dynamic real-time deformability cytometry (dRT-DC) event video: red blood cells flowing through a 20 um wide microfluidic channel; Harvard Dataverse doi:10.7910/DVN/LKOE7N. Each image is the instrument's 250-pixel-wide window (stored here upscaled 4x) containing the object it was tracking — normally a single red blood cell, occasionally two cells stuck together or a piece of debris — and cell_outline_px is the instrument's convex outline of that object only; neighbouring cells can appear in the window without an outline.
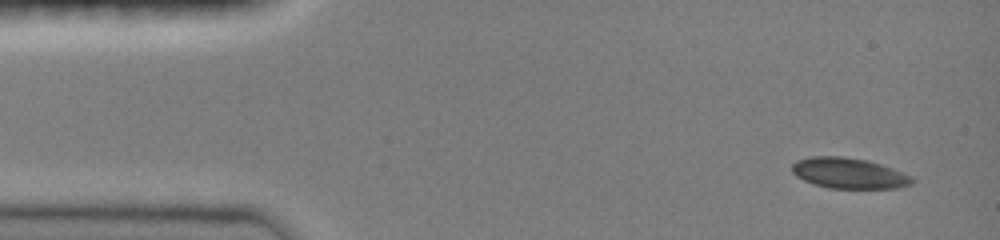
{"species": "common noctule bat (a hibernating species)", "species_latin": "Nyctalus noctula", "temperature_condition": "room temperature", "stored_images_in_passage": 25, "camera_frame_rate_fps": 3000, "um_per_image_px": 0.085, "animal": {"sex": "female", "body_mass_g": 19.0, "forearm_length_mm": 51.5}, "frame": {"image": 1, "passage_image": 1, "time_ms": 0.0, "image_size_px": [1000, 240], "cell_outline_px": [[912, 184], [896, 188], [828, 188], [804, 180], [796, 176], [792, 172], [792, 164], [796, 160], [812, 156], [844, 156], [868, 160], [892, 168], [912, 176]], "centroid_in_image_um": [72.14, 14.71], "position_along_channel_um": 12.9, "area_um2": 21.39}}
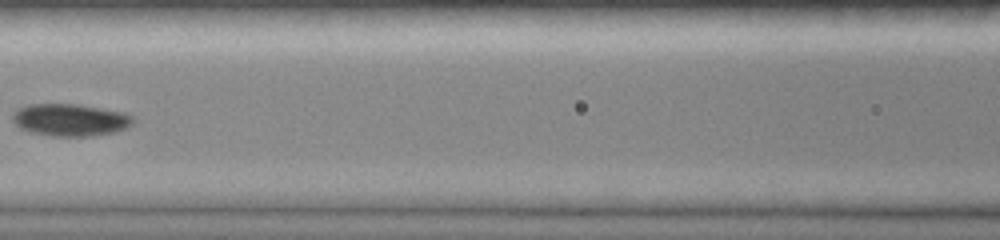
{"frame": {"image": 2, "passage_image": 11, "time_ms": 3.333, "image_size_px": [1000, 240], "cell_outline_px": [[136, 120], [132, 124], [116, 132], [92, 136], [48, 136], [32, 132], [20, 128], [12, 120], [12, 112], [16, 108], [24, 104], [80, 104], [124, 112], [132, 116]], "centroid_in_image_um": [5.95, 10.18], "position_along_channel_um": 160.7, "area_um2": 23.0}}
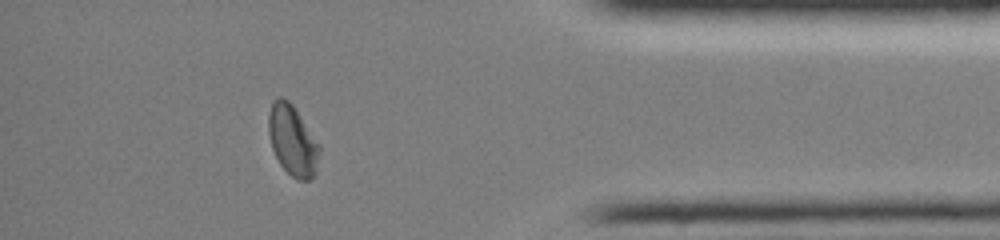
{"frame": {"image": 3, "passage_image": 22, "time_ms": 7.0, "image_size_px": [1000, 240], "cell_outline_px": [[320, 152], [316, 172], [308, 180], [296, 180], [280, 164], [272, 148], [268, 132], [268, 116], [272, 104], [280, 96], [288, 100], [292, 104], [320, 144]], "centroid_in_image_um": [24.88, 11.95], "position_along_channel_um": 410.3, "area_um2": 20.75}}